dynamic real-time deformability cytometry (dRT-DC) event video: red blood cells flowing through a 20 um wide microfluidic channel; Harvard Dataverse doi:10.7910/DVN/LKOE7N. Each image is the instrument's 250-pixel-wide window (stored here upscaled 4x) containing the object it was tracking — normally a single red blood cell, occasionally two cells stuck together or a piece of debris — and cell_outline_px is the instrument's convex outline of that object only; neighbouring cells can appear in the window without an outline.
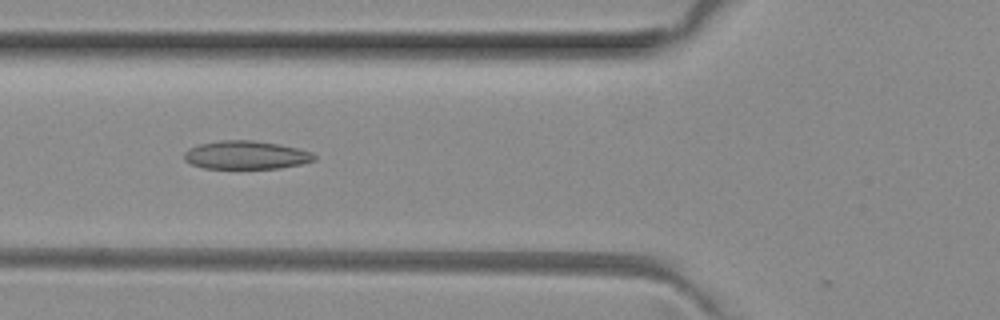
{"species": "common noctule bat (a hibernating species)", "species_latin": "Nyctalus noctula", "temperature_condition": "room temperature", "stored_images_in_passage": 45, "camera_frame_rate_fps": 3000, "um_per_image_px": 0.085, "animal": {"sex": "female", "body_mass_g": 29.2, "forearm_length_mm": 56.3}, "frame": {"image": 1, "passage_image": 18, "time_ms": 5.667, "image_size_px": [1000, 320], "cell_outline_px": [[316, 160], [300, 164], [280, 168], [204, 168], [192, 164], [184, 160], [184, 152], [188, 148], [200, 144], [220, 140], [252, 140], [280, 144], [312, 152], [316, 156]], "centroid_in_image_um": [20.91, 13.17], "position_along_channel_um": 104.9, "area_um2": 21.44}}
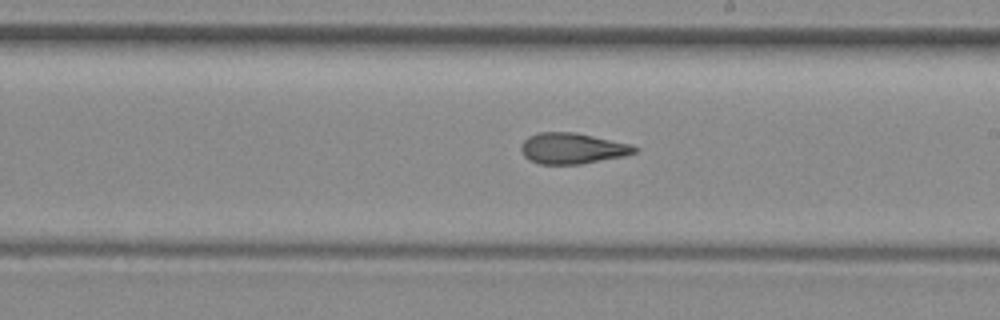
{"frame": {"image": 2, "passage_image": 28, "time_ms": 9.0, "image_size_px": [1000, 320], "cell_outline_px": [[640, 148], [636, 152], [624, 156], [580, 164], [540, 164], [524, 156], [520, 148], [520, 144], [528, 136], [540, 132], [576, 132], [628, 144]], "centroid_in_image_um": [48.62, 12.61], "position_along_channel_um": 240.4, "area_um2": 20.29}}
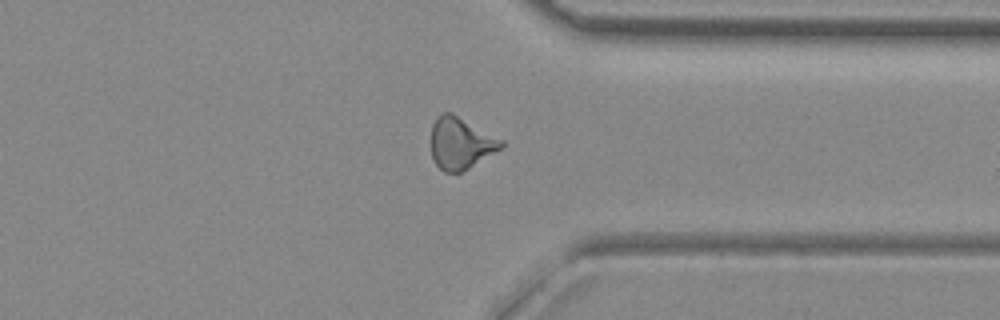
{"frame": {"image": 3, "passage_image": 38, "time_ms": 12.333, "image_size_px": [1000, 320], "cell_outline_px": [[504, 148], [468, 168], [460, 172], [444, 172], [436, 164], [432, 156], [432, 124], [444, 112], [452, 112], [504, 140]], "centroid_in_image_um": [39.2, 12.17], "position_along_channel_um": 372.2, "area_um2": 21.1}, "authors_computed_cell_mechanics": {"area_um2": 20.9814, "velocity_mm_per_s": 4.063, "shape_relaxation_time_tau1_ms": null, "shape_relaxation_time_tau2_ms": 2.6602, "deformation_change_tau1": null, "deformation_change_tau2": 0.1113}}